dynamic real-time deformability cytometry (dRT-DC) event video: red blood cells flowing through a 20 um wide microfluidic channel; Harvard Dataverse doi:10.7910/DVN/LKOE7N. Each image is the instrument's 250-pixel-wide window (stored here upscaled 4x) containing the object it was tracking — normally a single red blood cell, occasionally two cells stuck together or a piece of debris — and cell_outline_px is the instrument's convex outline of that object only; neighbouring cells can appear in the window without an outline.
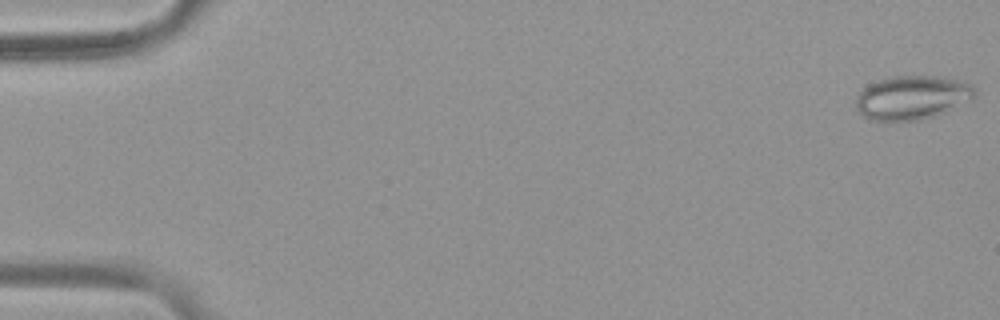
{"species": "common noctule bat (a hibernating species)", "species_latin": "Nyctalus noctula", "temperature_condition": "warm", "stored_images_in_passage": 54, "camera_frame_rate_fps": 3000, "um_per_image_px": 0.085, "animal": {"sex": "female", "body_mass_g": 19.9}, "frame": {"image": 1, "passage_image": 1, "time_ms": 0.0, "image_size_px": [1000, 320], "cell_outline_px": [[976, 96], [972, 100], [932, 116], [916, 120], [868, 120], [856, 108], [856, 96], [868, 84], [876, 80], [892, 76], [944, 76], [972, 84], [976, 88]], "centroid_in_image_um": [77.54, 8.26], "position_along_channel_um": 7.5, "area_um2": 30.4}}
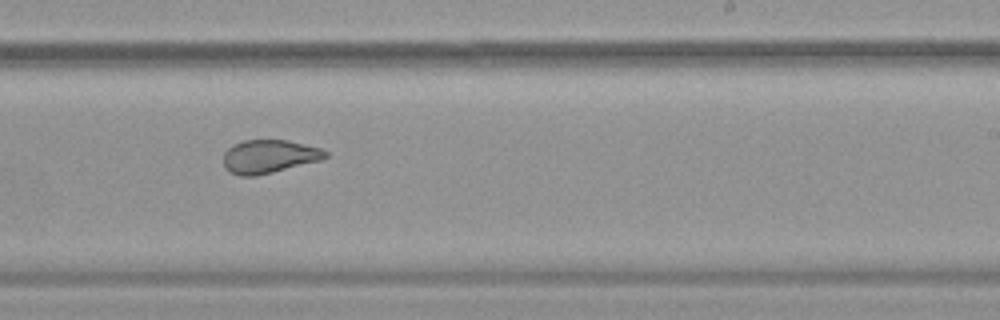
{"frame": {"image": 2, "passage_image": 34, "time_ms": 11.0, "image_size_px": [1000, 320], "cell_outline_px": [[328, 156], [320, 160], [256, 176], [240, 176], [224, 168], [224, 152], [232, 144], [244, 140], [288, 140], [320, 148], [328, 152]], "centroid_in_image_um": [22.85, 13.29], "position_along_channel_um": 266.2, "area_um2": 19.71}}
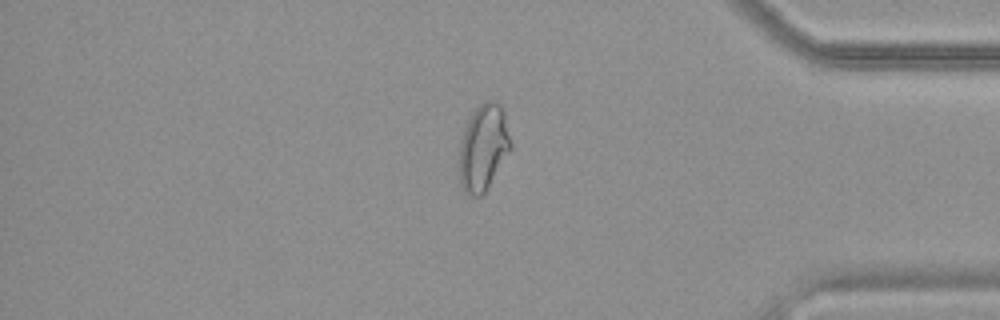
{"frame": {"image": 3, "passage_image": 46, "time_ms": 15.0, "image_size_px": [1000, 320], "cell_outline_px": [[512, 148], [484, 192], [480, 196], [472, 196], [464, 192], [460, 184], [460, 140], [468, 120], [472, 112], [484, 100], [496, 100], [500, 104], [504, 112], [512, 144]], "centroid_in_image_um": [41.09, 12.5], "position_along_channel_um": 394.1, "area_um2": 25.78}, "authors_computed_cell_mechanics": {"area_um2": 25.8655, "velocity_mm_per_s": 3.7677, "shape_relaxation_time_tau1_ms": null, "shape_relaxation_time_tau2_ms": 0.9743, "deformation_change_tau1": null, "deformation_change_tau2": 0.0772}}